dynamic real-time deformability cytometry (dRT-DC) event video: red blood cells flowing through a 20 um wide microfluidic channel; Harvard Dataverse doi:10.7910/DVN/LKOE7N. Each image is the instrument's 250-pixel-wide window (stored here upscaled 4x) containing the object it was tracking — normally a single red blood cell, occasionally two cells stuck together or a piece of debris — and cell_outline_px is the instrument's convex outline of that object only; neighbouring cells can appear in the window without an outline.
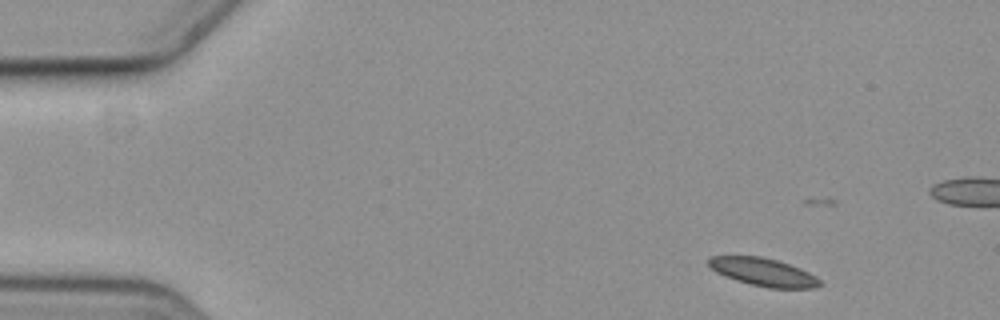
{"species": "common noctule bat (a hibernating species)", "species_latin": "Nyctalus noctula", "temperature_condition": "cold", "stored_images_in_passage": 24, "camera_frame_rate_fps": 3000, "um_per_image_px": 0.085, "animal": {"sex": "female", "body_mass_g": 19.3, "forearm_length_mm": 54.1}, "frame": {"image": 1, "passage_image": 4, "time_ms": 1.0, "image_size_px": [1000, 320], "cell_outline_px": [[820, 284], [816, 288], [768, 288], [736, 280], [724, 276], [716, 272], [708, 264], [708, 256], [760, 256], [776, 260], [800, 268], [816, 276], [820, 280]], "centroid_in_image_um": [64.87, 23.12], "position_along_channel_um": 20.1, "area_um2": 17.98}}
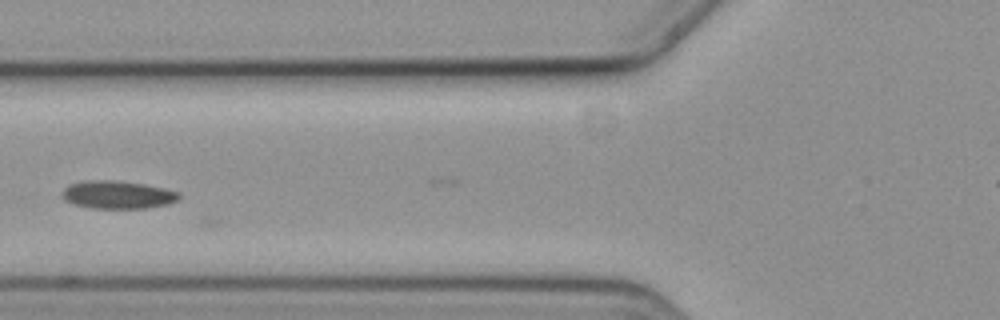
{"frame": {"image": 2, "passage_image": 20, "time_ms": 6.333, "image_size_px": [1000, 320], "cell_outline_px": [[180, 200], [168, 204], [148, 208], [92, 208], [72, 204], [64, 200], [60, 196], [60, 192], [68, 184], [84, 180], [116, 180], [144, 184], [164, 188], [180, 192]], "centroid_in_image_um": [9.97, 16.55], "position_along_channel_um": 115.8, "area_um2": 19.42}}
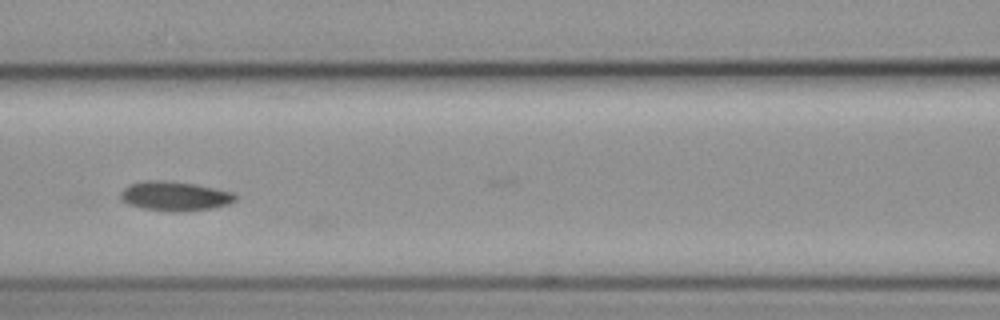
{"frame": {"image": 3, "passage_image": 23, "time_ms": 7.333, "image_size_px": [1000, 320], "cell_outline_px": [[240, 196], [236, 200], [228, 204], [212, 208], [176, 212], [168, 212], [144, 208], [128, 204], [120, 196], [120, 192], [128, 184], [144, 180], [164, 180], [196, 184], [236, 192]], "centroid_in_image_um": [14.91, 16.66], "position_along_channel_um": 151.7, "area_um2": 19.94}}